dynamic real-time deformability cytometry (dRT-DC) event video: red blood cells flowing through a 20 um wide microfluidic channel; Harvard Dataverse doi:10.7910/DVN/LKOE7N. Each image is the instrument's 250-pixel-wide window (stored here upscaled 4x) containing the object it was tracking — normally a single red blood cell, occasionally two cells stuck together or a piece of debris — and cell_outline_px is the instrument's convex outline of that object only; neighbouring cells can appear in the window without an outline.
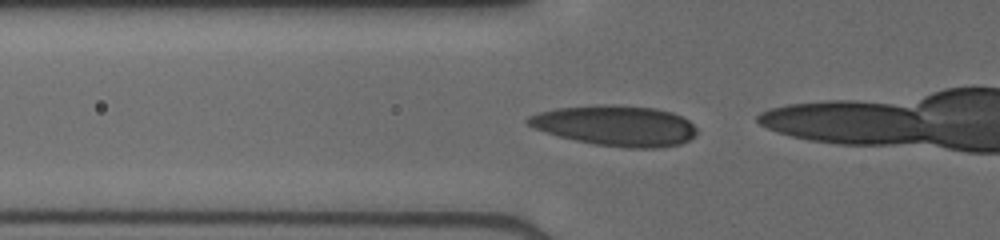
{"species": "human", "species_latin": "Homo sapiens", "temperature_condition": "cold", "stored_images_in_passage": 33, "camera_frame_rate_fps": 3000, "um_per_image_px": 0.085, "donor": {"sex": "male"}, "frame": {"image": 1, "passage_image": 10, "time_ms": 3.0, "image_size_px": [1000, 240], "cell_outline_px": [[696, 132], [688, 140], [680, 144], [656, 148], [628, 148], [592, 144], [544, 132], [532, 128], [524, 120], [528, 116], [540, 112], [556, 108], [604, 104], [608, 104], [656, 108], [672, 112], [688, 120], [696, 128]], "centroid_in_image_um": [52.29, 10.68], "position_along_channel_um": 73.5, "area_um2": 39.77}}
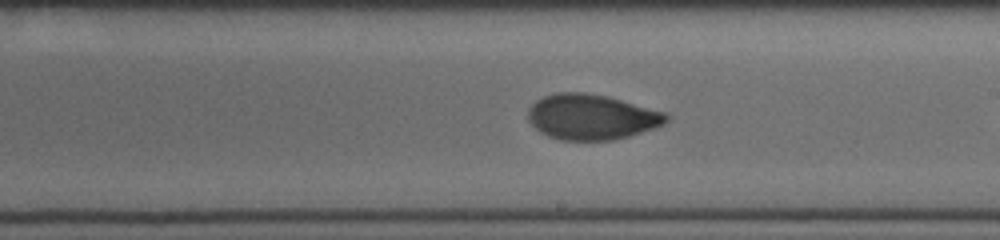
{"frame": {"image": 2, "passage_image": 22, "time_ms": 7.0, "image_size_px": [1000, 240], "cell_outline_px": [[668, 120], [664, 124], [656, 128], [628, 136], [612, 140], [560, 140], [548, 136], [540, 132], [528, 120], [528, 108], [536, 100], [544, 96], [556, 92], [584, 92], [608, 96], [668, 112]], "centroid_in_image_um": [50.3, 9.93], "position_along_channel_um": 238.7, "area_um2": 36.88}}
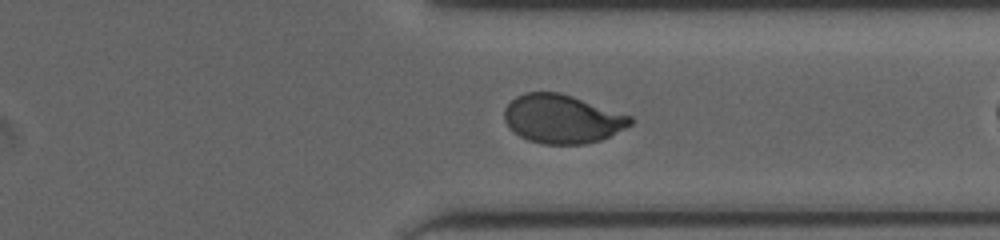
{"frame": {"image": 3, "passage_image": 31, "time_ms": 10.0, "image_size_px": [1000, 240], "cell_outline_px": [[632, 124], [600, 140], [584, 144], [544, 144], [528, 140], [520, 136], [504, 120], [504, 108], [516, 96], [524, 92], [560, 92], [632, 116]], "centroid_in_image_um": [47.77, 10.1], "position_along_channel_um": 363.6, "area_um2": 35.43}}